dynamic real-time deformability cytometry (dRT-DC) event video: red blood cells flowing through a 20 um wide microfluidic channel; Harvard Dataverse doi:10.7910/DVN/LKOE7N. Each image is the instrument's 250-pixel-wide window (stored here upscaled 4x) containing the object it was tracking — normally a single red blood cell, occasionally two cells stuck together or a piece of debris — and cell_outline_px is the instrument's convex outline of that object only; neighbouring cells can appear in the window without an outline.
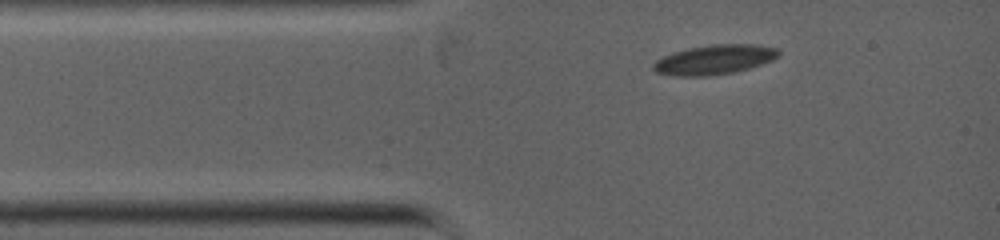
{"species": "common noctule bat (a hibernating species)", "species_latin": "Nyctalus noctula", "temperature_condition": "warm", "stored_images_in_passage": 3, "camera_frame_rate_fps": 5000, "um_per_image_px": 0.085, "animal": {"sex": "female", "body_mass_g": 19.0, "forearm_length_mm": 53.3}, "frame": {"image": 1, "passage_image": 1, "time_ms": 0.0, "image_size_px": [1000, 240], "cell_outline_px": [[780, 56], [772, 60], [748, 68], [732, 72], [708, 76], [676, 76], [656, 72], [652, 68], [652, 64], [656, 60], [672, 52], [688, 48], [712, 44], [756, 44], [780, 48]], "centroid_in_image_um": [60.73, 5.05], "position_along_channel_um": 24.3, "area_um2": 21.68}}